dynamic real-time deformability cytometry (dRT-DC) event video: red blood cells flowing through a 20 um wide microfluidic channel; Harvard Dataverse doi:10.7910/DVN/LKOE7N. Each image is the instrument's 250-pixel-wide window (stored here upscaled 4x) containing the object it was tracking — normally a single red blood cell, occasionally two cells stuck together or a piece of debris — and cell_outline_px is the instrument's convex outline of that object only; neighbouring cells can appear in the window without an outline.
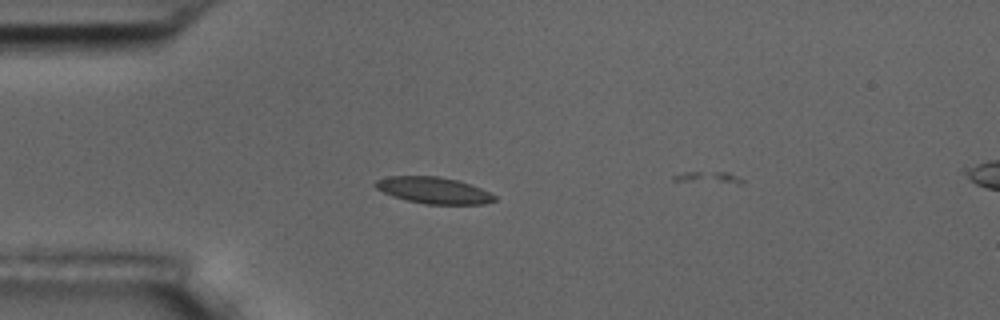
{"species": "common noctule bat (a hibernating species)", "species_latin": "Nyctalus noctula", "temperature_condition": "room temperature", "stored_images_in_passage": 4, "camera_frame_rate_fps": 3000, "um_per_image_px": 0.085, "animal": {"sex": "male", "body_mass_g": 17.5, "forearm_length_mm": 52.3}, "frame": {"image": 1, "passage_image": 3, "time_ms": 3.333, "image_size_px": [1000, 320], "cell_outline_px": [[496, 200], [484, 204], [424, 204], [392, 196], [376, 188], [372, 184], [376, 180], [388, 176], [436, 176], [460, 180], [480, 188], [496, 196]], "centroid_in_image_um": [36.84, 16.17], "position_along_channel_um": 48.2, "area_um2": 18.38}}